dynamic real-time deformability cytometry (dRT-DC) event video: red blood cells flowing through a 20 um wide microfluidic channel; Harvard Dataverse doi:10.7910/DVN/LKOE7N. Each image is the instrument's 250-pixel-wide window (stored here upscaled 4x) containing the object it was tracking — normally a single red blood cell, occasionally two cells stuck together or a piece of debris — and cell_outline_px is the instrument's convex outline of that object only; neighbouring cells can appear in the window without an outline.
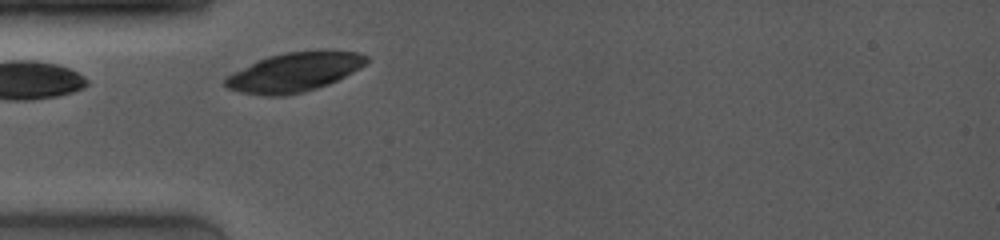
{"species": "common noctule bat (a hibernating species)", "species_latin": "Nyctalus noctula", "temperature_condition": "room temperature", "stored_images_in_passage": 8, "camera_frame_rate_fps": 4000, "um_per_image_px": 0.085, "animal": {"sex": "female", "body_mass_g": 19.0, "forearm_length_mm": 53.3}, "frame": {"image": 1, "passage_image": 2, "time_ms": 0.75, "image_size_px": [1000, 240], "cell_outline_px": [[368, 60], [360, 68], [328, 84], [304, 92], [284, 96], [264, 96], [240, 92], [228, 88], [224, 84], [224, 80], [232, 72], [260, 60], [272, 56], [288, 52], [320, 48], [356, 52], [368, 56]], "centroid_in_image_um": [25.04, 6.12], "position_along_channel_um": 60.0, "area_um2": 32.31}}